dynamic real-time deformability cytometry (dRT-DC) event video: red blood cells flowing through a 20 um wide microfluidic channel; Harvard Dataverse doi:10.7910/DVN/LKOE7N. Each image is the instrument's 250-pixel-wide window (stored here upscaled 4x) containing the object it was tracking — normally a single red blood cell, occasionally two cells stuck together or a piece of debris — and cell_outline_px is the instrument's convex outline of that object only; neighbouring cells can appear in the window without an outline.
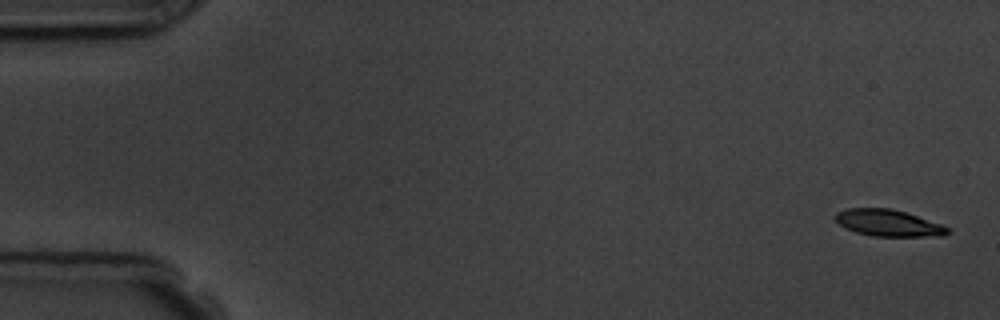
{"species": "common noctule bat (a hibernating species)", "species_latin": "Nyctalus noctula", "temperature_condition": "room temperature", "stored_images_in_passage": 8, "camera_frame_rate_fps": 3000, "um_per_image_px": 0.085, "animal": {"sex": "male", "body_mass_g": 19.5, "forearm_length_mm": 54.6}, "frame": {"image": 1, "passage_image": 1, "time_ms": 0.0, "image_size_px": [1000, 320], "cell_outline_px": [[952, 232], [944, 236], [872, 236], [856, 232], [840, 224], [832, 216], [836, 212], [848, 208], [892, 208], [940, 224], [948, 228]], "centroid_in_image_um": [75.49, 18.95], "position_along_channel_um": 9.5, "area_um2": 17.28}}
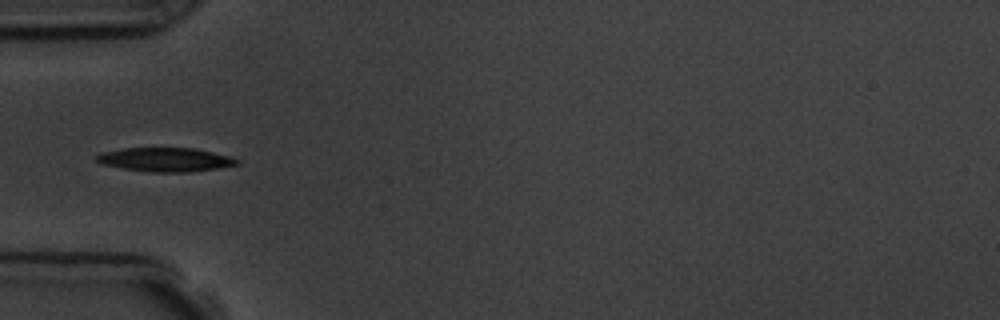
{"frame": {"image": 2, "passage_image": 5, "time_ms": 5.333, "image_size_px": [1000, 320], "cell_outline_px": [[240, 164], [220, 168], [188, 172], [152, 172], [124, 168], [100, 164], [96, 160], [96, 156], [104, 152], [124, 148], [192, 148], [232, 156], [240, 160]], "centroid_in_image_um": [14.12, 13.57], "position_along_channel_um": 70.9, "area_um2": 19.54}}